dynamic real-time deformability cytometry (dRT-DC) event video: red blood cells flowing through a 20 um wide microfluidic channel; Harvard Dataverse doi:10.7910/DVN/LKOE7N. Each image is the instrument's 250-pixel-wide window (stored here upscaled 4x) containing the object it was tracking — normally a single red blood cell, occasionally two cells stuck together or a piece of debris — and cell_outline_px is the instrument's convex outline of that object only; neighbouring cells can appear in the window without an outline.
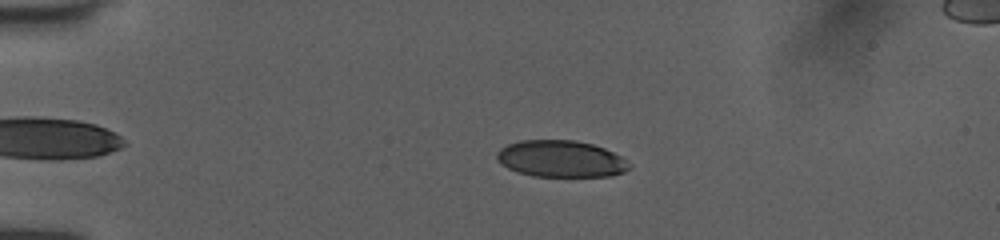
{"species": "human", "species_latin": "Homo sapiens", "temperature_condition": "room temperature", "stored_images_in_passage": 40, "camera_frame_rate_fps": 3000, "um_per_image_px": 0.085, "donor": {"sex": "female"}, "frame": {"image": 1, "passage_image": 7, "time_ms": 2.0, "image_size_px": [1000, 240], "cell_outline_px": [[632, 168], [624, 172], [612, 176], [532, 176], [516, 172], [500, 164], [496, 156], [496, 152], [500, 148], [508, 144], [520, 140], [576, 140], [592, 144], [604, 148], [620, 156], [632, 164]], "centroid_in_image_um": [47.68, 13.5], "position_along_channel_um": 37.3, "area_um2": 28.55}}
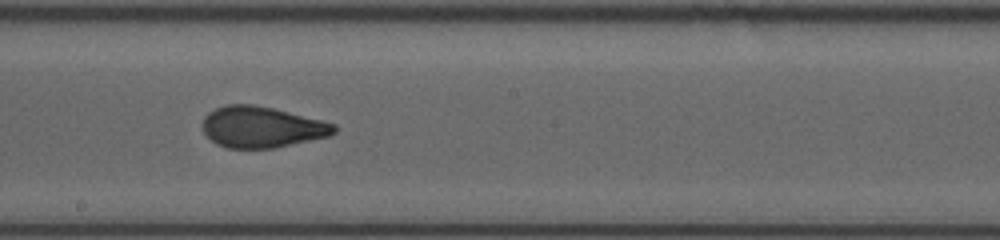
{"frame": {"image": 2, "passage_image": 25, "time_ms": 8.0, "image_size_px": [1000, 240], "cell_outline_px": [[336, 132], [332, 136], [276, 148], [228, 148], [216, 144], [200, 128], [204, 116], [208, 112], [216, 108], [228, 104], [252, 104], [272, 108], [336, 124]], "centroid_in_image_um": [22.24, 10.81], "position_along_channel_um": 226.0, "area_um2": 31.67}}
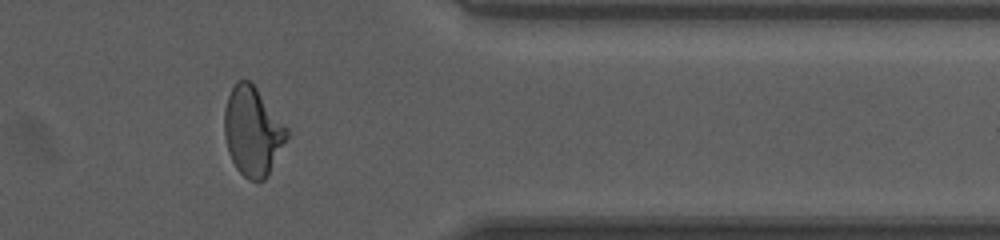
{"frame": {"image": 3, "passage_image": 38, "time_ms": 12.333, "image_size_px": [1000, 240], "cell_outline_px": [[288, 136], [268, 176], [264, 180], [248, 180], [236, 168], [228, 152], [224, 136], [224, 108], [228, 96], [232, 88], [240, 80], [248, 80], [256, 88], [288, 128]], "centroid_in_image_um": [21.46, 11.19], "position_along_channel_um": 389.9, "area_um2": 32.08}, "authors_computed_cell_mechanics": {"area_um2": 31.3276, "velocity_mm_per_s": 4.0458, "shape_relaxation_time_tau1_ms": 5.116, "shape_relaxation_time_tau2_ms": 0.9195, "deformation_change_tau1": 0.1696, "deformation_change_tau2": 0.0655}}